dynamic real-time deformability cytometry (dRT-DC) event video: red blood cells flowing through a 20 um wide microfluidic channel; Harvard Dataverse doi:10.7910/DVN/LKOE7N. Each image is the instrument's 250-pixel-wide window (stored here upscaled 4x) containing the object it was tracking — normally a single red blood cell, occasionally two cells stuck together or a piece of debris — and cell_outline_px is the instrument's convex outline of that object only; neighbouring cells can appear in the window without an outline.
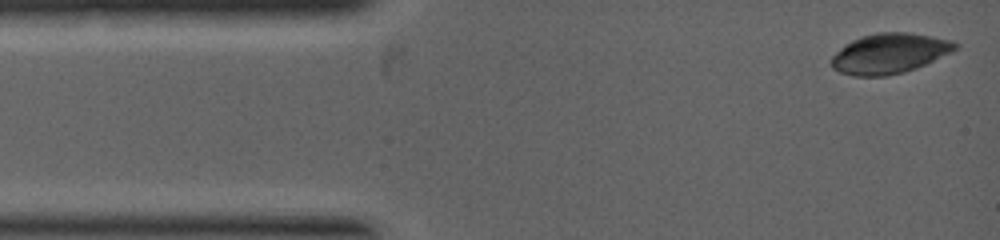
{"species": "common noctule bat (a hibernating species)", "species_latin": "Nyctalus noctula", "temperature_condition": "warm", "stored_images_in_passage": 6, "camera_frame_rate_fps": 5000, "um_per_image_px": 0.085, "animal": {"sex": "female", "body_mass_g": 19.0, "forearm_length_mm": 53.3}, "frame": {"image": 1, "passage_image": 1, "time_ms": 0.0, "image_size_px": [1000, 240], "cell_outline_px": [[960, 44], [952, 52], [916, 68], [904, 72], [888, 76], [852, 76], [840, 72], [832, 68], [832, 56], [844, 44], [852, 40], [864, 36], [880, 32], [908, 32], [952, 40]], "centroid_in_image_um": [75.61, 4.55], "position_along_channel_um": 9.4, "area_um2": 28.9}}
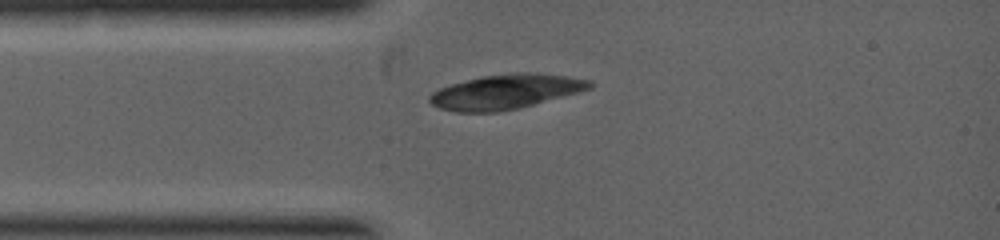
{"frame": {"image": 2, "passage_image": 6, "time_ms": 1.4, "image_size_px": [1000, 240], "cell_outline_px": [[592, 88], [580, 92], [520, 108], [500, 112], [456, 112], [440, 108], [432, 104], [428, 100], [428, 96], [432, 92], [440, 88], [452, 84], [480, 76], [516, 72], [528, 72], [568, 76], [588, 80], [592, 84]], "centroid_in_image_um": [42.97, 7.8], "position_along_channel_um": 42.0, "area_um2": 32.37}}